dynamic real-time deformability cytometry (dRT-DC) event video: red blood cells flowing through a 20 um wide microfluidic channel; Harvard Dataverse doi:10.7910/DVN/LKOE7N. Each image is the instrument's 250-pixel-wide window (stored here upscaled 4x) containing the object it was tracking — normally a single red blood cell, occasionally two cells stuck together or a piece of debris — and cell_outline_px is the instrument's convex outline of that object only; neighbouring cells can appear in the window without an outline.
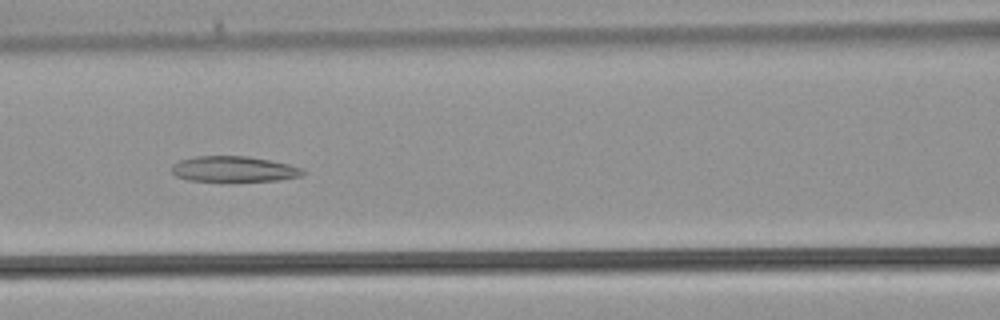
{"species": "common noctule bat (a hibernating species)", "species_latin": "Nyctalus noctula", "temperature_condition": "warm", "stored_images_in_passage": 37, "camera_frame_rate_fps": 3000, "um_per_image_px": 0.085, "animal": {"sex": "male", "body_mass_g": 21.5, "forearm_length_mm": 52.0}, "frame": {"image": 1, "passage_image": 15, "time_ms": 4.667, "image_size_px": [1000, 320], "cell_outline_px": [[308, 172], [300, 176], [276, 180], [188, 180], [176, 176], [172, 172], [172, 164], [180, 160], [196, 156], [248, 156], [288, 164], [304, 168]], "centroid_in_image_um": [19.89, 14.35], "position_along_channel_um": 146.7, "area_um2": 19.25}}
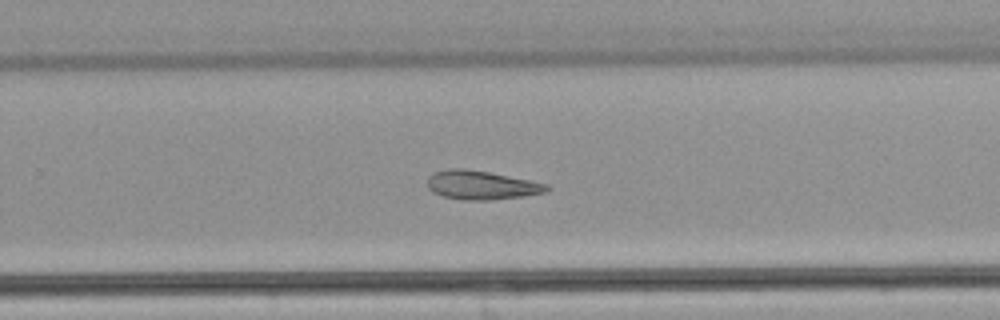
{"frame": {"image": 2, "passage_image": 23, "time_ms": 7.333, "image_size_px": [1000, 320], "cell_outline_px": [[552, 188], [548, 192], [524, 196], [492, 200], [460, 200], [444, 196], [432, 192], [428, 188], [428, 176], [436, 172], [448, 168], [464, 168], [488, 172], [548, 184]], "centroid_in_image_um": [40.93, 15.74], "position_along_channel_um": 288.9, "area_um2": 20.11}}
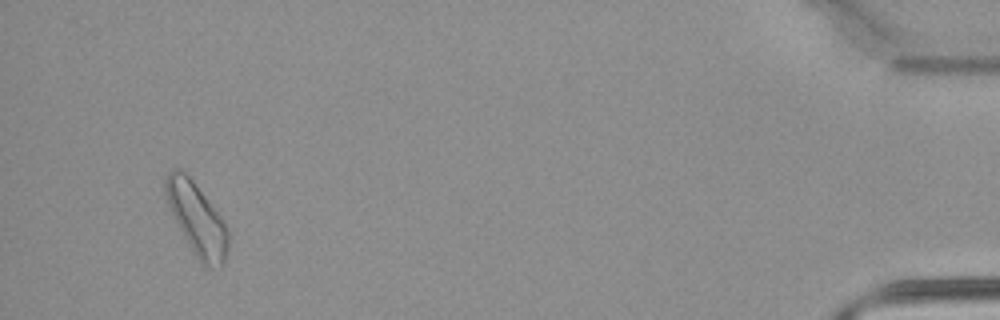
{"frame": {"image": 3, "passage_image": 35, "time_ms": 11.333, "image_size_px": [1000, 320], "cell_outline_px": [[232, 236], [224, 264], [208, 268], [204, 268], [200, 264], [184, 236], [168, 204], [164, 188], [164, 180], [168, 172], [172, 168], [176, 168], [184, 172], [192, 180], [220, 216]], "centroid_in_image_um": [16.77, 18.66], "position_along_channel_um": 418.4, "area_um2": 26.13}}